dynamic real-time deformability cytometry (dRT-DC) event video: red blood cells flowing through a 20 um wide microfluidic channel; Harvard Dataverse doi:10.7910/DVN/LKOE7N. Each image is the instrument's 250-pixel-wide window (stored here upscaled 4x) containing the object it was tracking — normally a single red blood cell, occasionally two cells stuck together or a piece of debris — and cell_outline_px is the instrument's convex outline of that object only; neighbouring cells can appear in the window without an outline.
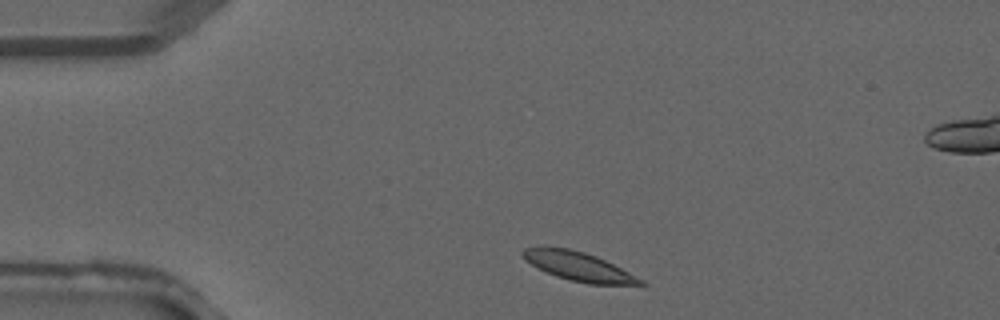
{"species": "common noctule bat (a hibernating species)", "species_latin": "Nyctalus noctula", "temperature_condition": "warm", "stored_images_in_passage": 35, "camera_frame_rate_fps": 3000, "um_per_image_px": 0.085, "animal": {"sex": "male", "forearm_length_mm": 52.5}, "frame": {"image": 1, "passage_image": 2, "time_ms": 0.333, "image_size_px": [1000, 320], "cell_outline_px": [[648, 284], [644, 288], [588, 284], [556, 276], [524, 260], [520, 252], [524, 248], [568, 248], [584, 252], [596, 256], [644, 280]], "centroid_in_image_um": [49.36, 22.72], "position_along_channel_um": 35.6, "area_um2": 20.0}}
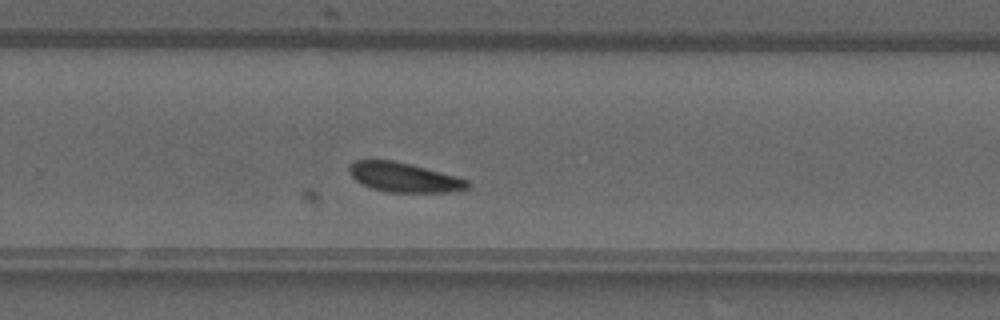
{"frame": {"image": 2, "passage_image": 20, "time_ms": 6.333, "image_size_px": [1000, 320], "cell_outline_px": [[472, 184], [468, 188], [456, 192], [388, 192], [372, 188], [356, 180], [352, 176], [348, 168], [356, 160], [392, 160], [456, 176], [468, 180]], "centroid_in_image_um": [34.39, 15.09], "position_along_channel_um": 295.4, "area_um2": 20.06}}
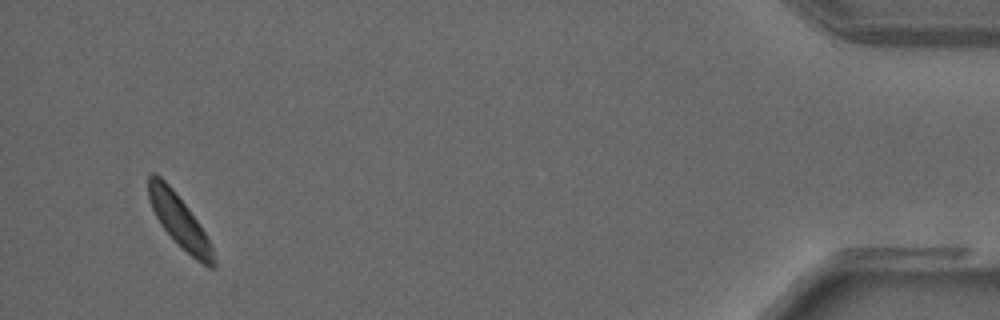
{"frame": {"image": 3, "passage_image": 32, "time_ms": 10.333, "image_size_px": [1000, 320], "cell_outline_px": [[216, 268], [212, 268], [196, 260], [160, 224], [148, 200], [148, 176], [152, 172], [160, 176], [172, 188], [188, 208], [200, 224], [212, 244], [216, 260]], "centroid_in_image_um": [15.26, 18.77], "position_along_channel_um": 419.9, "area_um2": 19.54}}